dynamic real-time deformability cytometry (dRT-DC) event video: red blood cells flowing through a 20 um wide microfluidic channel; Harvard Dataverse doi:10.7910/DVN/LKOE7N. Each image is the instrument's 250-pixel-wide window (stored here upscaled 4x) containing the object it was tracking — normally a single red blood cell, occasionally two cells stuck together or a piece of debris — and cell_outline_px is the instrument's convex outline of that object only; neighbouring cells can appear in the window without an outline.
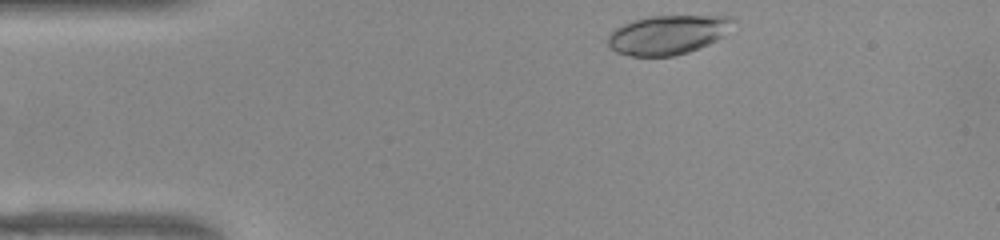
{"species": "common noctule bat (a hibernating species)", "species_latin": "Nyctalus noctula", "temperature_condition": "warm", "stored_images_in_passage": 44, "camera_frame_rate_fps": 3000, "um_per_image_px": 0.085, "animal": {"sex": "female", "body_mass_g": 22.0, "forearm_length_mm": 56.7}, "frame": {"image": 1, "passage_image": 1, "time_ms": 0.0, "image_size_px": [1000, 240], "cell_outline_px": [[736, 20], [724, 36], [700, 48], [688, 52], [672, 56], [632, 56], [616, 52], [608, 44], [608, 36], [616, 28], [632, 20], [652, 16], [732, 16]], "centroid_in_image_um": [56.79, 2.95], "position_along_channel_um": 28.2, "area_um2": 28.5}}
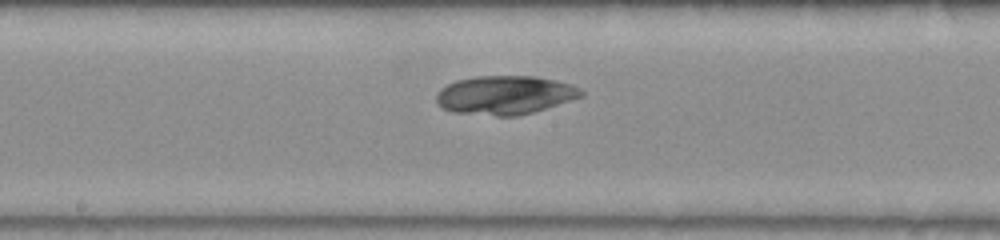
{"frame": {"image": 2, "passage_image": 19, "time_ms": 6.0, "image_size_px": [1000, 240], "cell_outline_px": [[584, 96], [532, 112], [516, 116], [496, 116], [452, 112], [436, 104], [436, 96], [440, 88], [456, 80], [476, 76], [536, 76], [556, 80], [572, 84], [580, 88], [584, 92]], "centroid_in_image_um": [42.92, 8.07], "position_along_channel_um": 205.3, "area_um2": 32.83}}
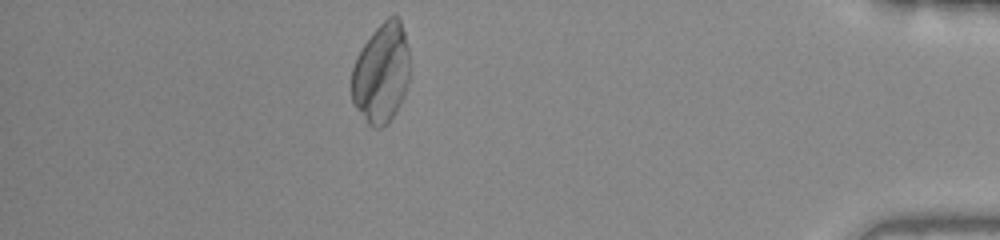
{"frame": {"image": 3, "passage_image": 38, "time_ms": 12.333, "image_size_px": [1000, 240], "cell_outline_px": [[408, 80], [404, 96], [396, 112], [388, 124], [380, 128], [372, 128], [368, 124], [352, 104], [352, 68], [356, 56], [372, 32], [388, 16], [396, 12], [400, 16], [408, 48]], "centroid_in_image_um": [32.4, 6.21], "position_along_channel_um": 402.8, "area_um2": 34.16}}